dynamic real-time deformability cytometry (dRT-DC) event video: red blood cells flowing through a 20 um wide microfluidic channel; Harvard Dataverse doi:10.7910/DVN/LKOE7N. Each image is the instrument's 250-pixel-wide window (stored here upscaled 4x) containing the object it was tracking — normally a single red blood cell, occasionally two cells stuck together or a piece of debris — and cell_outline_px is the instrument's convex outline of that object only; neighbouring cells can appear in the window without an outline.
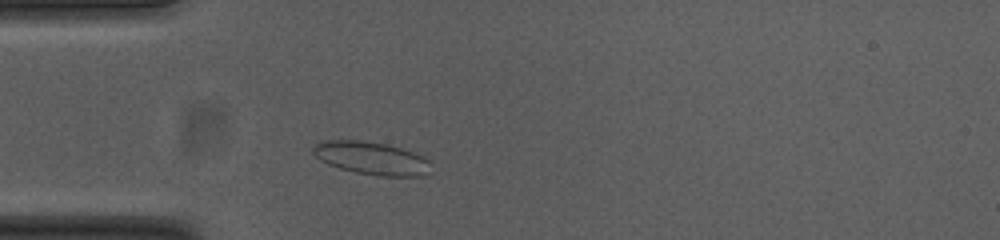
{"species": "common noctule bat (a hibernating species)", "species_latin": "Nyctalus noctula", "temperature_condition": "cold", "stored_images_in_passage": 37, "camera_frame_rate_fps": 3000, "um_per_image_px": 0.085, "animal": {"sex": "female", "body_mass_g": 23.0, "forearm_length_mm": 53.4}, "frame": {"image": 1, "passage_image": 6, "time_ms": 1.667, "image_size_px": [1000, 240], "cell_outline_px": [[432, 172], [424, 176], [380, 176], [356, 172], [340, 168], [328, 164], [320, 160], [312, 152], [312, 148], [320, 140], [360, 140], [384, 144], [400, 148], [424, 156], [428, 160]], "centroid_in_image_um": [31.58, 13.45], "position_along_channel_um": 53.4, "area_um2": 22.6}}
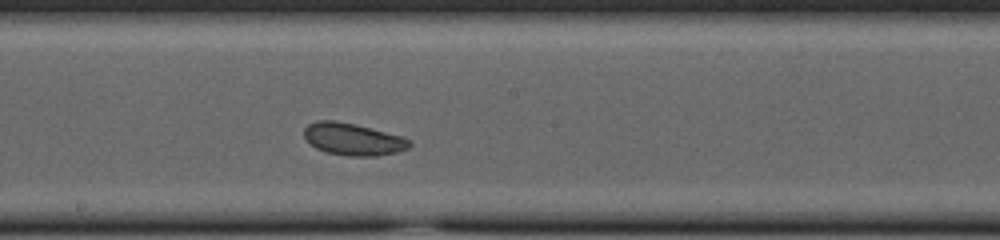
{"frame": {"image": 2, "passage_image": 20, "time_ms": 6.333, "image_size_px": [1000, 240], "cell_outline_px": [[412, 144], [408, 148], [396, 152], [376, 156], [348, 156], [328, 152], [316, 148], [304, 136], [304, 128], [308, 124], [316, 120], [336, 120], [404, 136], [412, 140]], "centroid_in_image_um": [30.03, 11.82], "position_along_channel_um": 218.2, "area_um2": 19.71}}
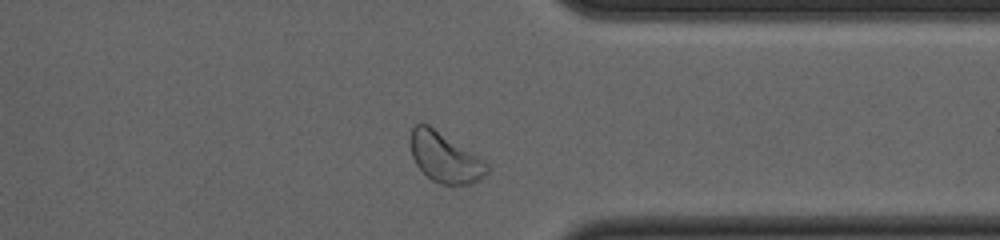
{"frame": {"image": 3, "passage_image": 33, "time_ms": 10.667, "image_size_px": [1000, 240], "cell_outline_px": [[488, 172], [480, 180], [468, 184], [452, 188], [440, 184], [432, 180], [416, 164], [412, 156], [408, 140], [412, 128], [416, 124], [428, 124], [484, 160], [488, 164]], "centroid_in_image_um": [37.8, 13.42], "position_along_channel_um": 373.6, "area_um2": 22.48}}